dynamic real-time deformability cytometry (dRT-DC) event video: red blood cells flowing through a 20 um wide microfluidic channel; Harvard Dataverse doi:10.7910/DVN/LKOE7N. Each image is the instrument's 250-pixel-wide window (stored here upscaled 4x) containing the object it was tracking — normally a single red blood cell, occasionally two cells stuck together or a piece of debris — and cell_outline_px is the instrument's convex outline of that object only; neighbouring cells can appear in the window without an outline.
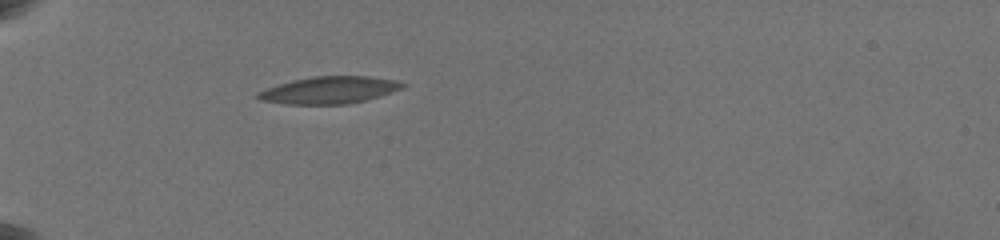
{"species": "common noctule bat (a hibernating species)", "species_latin": "Nyctalus noctula", "temperature_condition": "warm", "stored_images_in_passage": 74, "camera_frame_rate_fps": 3000, "um_per_image_px": 0.085, "animal": {"sex": "female", "body_mass_g": 19.5, "forearm_length_mm": 54.1}, "frame": {"image": 1, "passage_image": 1, "time_ms": 0.0, "image_size_px": [1000, 240], "cell_outline_px": [[408, 84], [400, 88], [364, 100], [344, 104], [288, 104], [260, 100], [256, 96], [260, 92], [268, 88], [292, 80], [316, 76], [364, 76], [396, 80]], "centroid_in_image_um": [27.97, 7.65], "position_along_channel_um": 57.0, "area_um2": 22.2}}
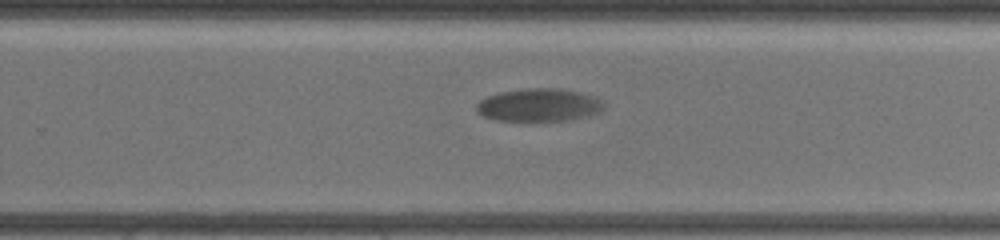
{"frame": {"image": 2, "passage_image": 40, "time_ms": 7.667, "image_size_px": [1000, 240], "cell_outline_px": [[604, 108], [596, 112], [584, 116], [564, 120], [528, 124], [524, 124], [496, 120], [484, 116], [476, 112], [476, 104], [480, 100], [488, 96], [504, 92], [528, 88], [560, 88], [580, 92], [592, 96], [600, 100], [604, 104]], "centroid_in_image_um": [45.74, 8.97], "position_along_channel_um": 284.1, "area_um2": 24.91}}
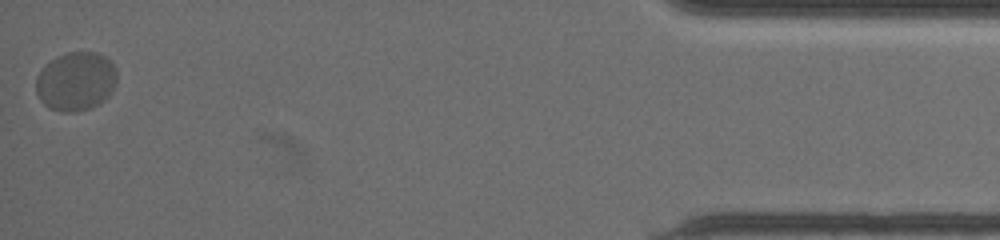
{"frame": {"image": 3, "passage_image": 74, "time_ms": 14.333, "image_size_px": [1000, 240], "cell_outline_px": [[116, 80], [112, 92], [100, 104], [92, 108], [72, 112], [64, 112], [48, 108], [40, 100], [36, 92], [36, 76], [52, 60], [68, 52], [96, 52], [104, 56], [116, 68]], "centroid_in_image_um": [6.46, 6.94], "position_along_channel_um": 428.7, "area_um2": 27.63}, "authors_computed_cell_mechanics": {"area_um2": 24.3338, "velocity_mm_per_s": 3.2729, "shape_relaxation_time_tau1_ms": 4.0421, "shape_relaxation_time_tau2_ms": null, "deformation_change_tau1": 0.1269, "deformation_change_tau2": null}}